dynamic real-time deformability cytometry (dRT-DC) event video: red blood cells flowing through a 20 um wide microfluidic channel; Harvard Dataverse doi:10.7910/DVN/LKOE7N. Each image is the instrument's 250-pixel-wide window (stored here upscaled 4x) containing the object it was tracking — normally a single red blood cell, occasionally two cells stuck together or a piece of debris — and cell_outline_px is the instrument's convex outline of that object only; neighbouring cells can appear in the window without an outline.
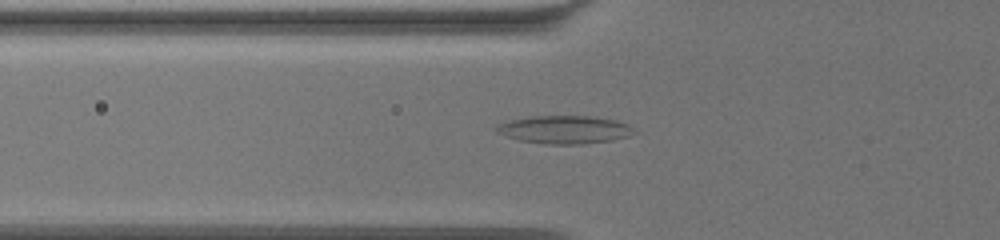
{"species": "common noctule bat (a hibernating species)", "species_latin": "Nyctalus noctula", "temperature_condition": "warm", "stored_images_in_passage": 51, "camera_frame_rate_fps": 3000, "um_per_image_px": 0.085, "animal": {"sex": "female", "body_mass_g": 19.5, "forearm_length_mm": 54.1}, "frame": {"image": 1, "passage_image": 18, "time_ms": 5.667, "image_size_px": [1000, 240], "cell_outline_px": [[636, 132], [628, 136], [612, 140], [580, 144], [544, 144], [520, 140], [496, 132], [492, 128], [504, 120], [528, 116], [588, 116], [616, 120], [628, 124]], "centroid_in_image_um": [47.92, 11.01], "position_along_channel_um": 77.9, "area_um2": 22.6}}
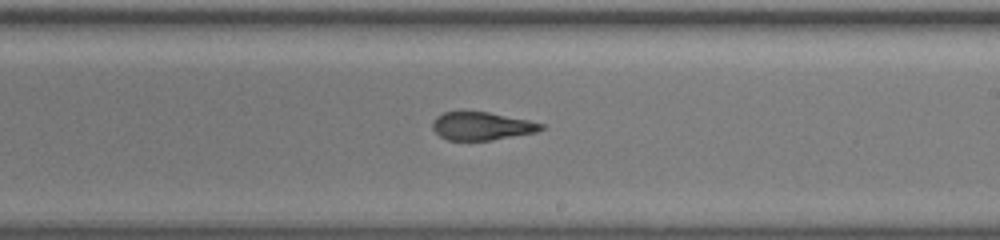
{"frame": {"image": 2, "passage_image": 33, "time_ms": 10.667, "image_size_px": [1000, 240], "cell_outline_px": [[544, 128], [536, 132], [492, 140], [448, 140], [440, 136], [432, 128], [432, 120], [436, 116], [444, 112], [488, 112], [528, 120], [544, 124]], "centroid_in_image_um": [40.93, 10.72], "position_along_channel_um": 248.1, "area_um2": 17.63}}
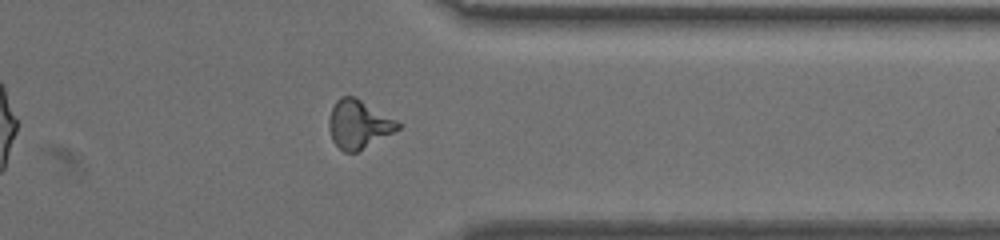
{"frame": {"image": 3, "passage_image": 45, "time_ms": 14.667, "image_size_px": [1000, 240], "cell_outline_px": [[400, 128], [356, 152], [344, 152], [332, 140], [328, 128], [328, 120], [332, 108], [336, 100], [340, 96], [352, 96], [360, 100], [396, 120], [400, 124]], "centroid_in_image_um": [30.43, 10.56], "position_along_channel_um": 381.0, "area_um2": 18.96}, "authors_computed_cell_mechanics": {"area_um2": 19.074, "velocity_mm_per_s": 3.3962, "shape_relaxation_time_tau1_ms": null, "shape_relaxation_time_tau2_ms": 1.8076, "deformation_change_tau1": null, "deformation_change_tau2": 0.1021}}